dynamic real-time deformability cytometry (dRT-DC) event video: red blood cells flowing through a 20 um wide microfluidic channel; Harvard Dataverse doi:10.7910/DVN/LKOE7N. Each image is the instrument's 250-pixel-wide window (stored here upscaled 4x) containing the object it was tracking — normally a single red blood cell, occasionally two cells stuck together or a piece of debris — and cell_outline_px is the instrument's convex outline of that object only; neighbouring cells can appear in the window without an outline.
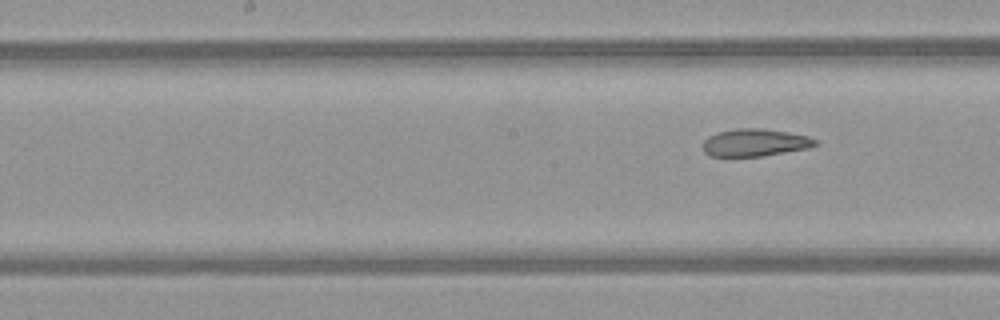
{"species": "common noctule bat (a hibernating species)", "species_latin": "Nyctalus noctula", "temperature_condition": "warm", "stored_images_in_passage": 8, "camera_frame_rate_fps": 3000, "um_per_image_px": 0.085, "animal": {"sex": "female", "body_mass_g": 21.9}, "frame": {"image": 1, "passage_image": 8, "time_ms": 2.333, "image_size_px": [1000, 320], "cell_outline_px": [[820, 144], [808, 148], [760, 156], [712, 156], [704, 152], [704, 140], [708, 136], [720, 132], [736, 128], [764, 128], [788, 132], [808, 136], [820, 140]], "centroid_in_image_um": [64.23, 12.11], "position_along_channel_um": 184.0, "area_um2": 17.98}}